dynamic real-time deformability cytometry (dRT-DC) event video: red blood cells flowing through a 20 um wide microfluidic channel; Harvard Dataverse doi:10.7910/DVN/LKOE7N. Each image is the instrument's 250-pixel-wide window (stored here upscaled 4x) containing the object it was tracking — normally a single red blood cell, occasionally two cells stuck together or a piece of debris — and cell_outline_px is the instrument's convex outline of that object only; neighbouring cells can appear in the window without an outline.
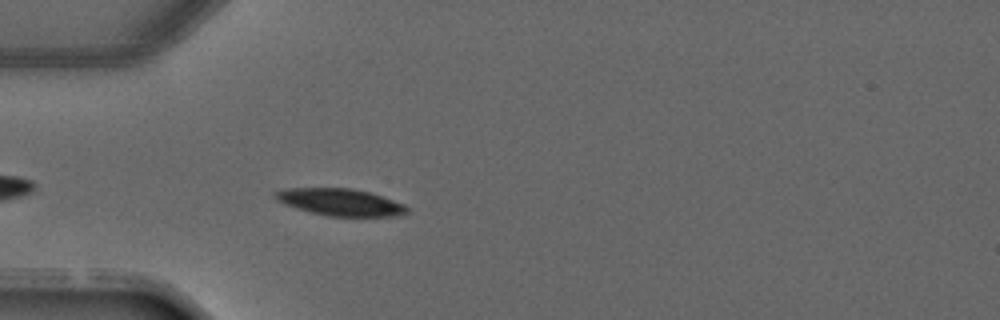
{"species": "common noctule bat (a hibernating species)", "species_latin": "Nyctalus noctula", "temperature_condition": "warm", "stored_images_in_passage": 4, "camera_frame_rate_fps": 3000, "um_per_image_px": 0.085, "animal": {"sex": "male", "forearm_length_mm": 52.5}, "frame": {"image": 1, "passage_image": 4, "time_ms": 3.333, "image_size_px": [1000, 320], "cell_outline_px": [[408, 212], [404, 216], [328, 216], [296, 208], [284, 204], [276, 200], [272, 196], [272, 192], [284, 188], [352, 188], [368, 192], [404, 204], [408, 208]], "centroid_in_image_um": [28.88, 17.18], "position_along_channel_um": 56.1, "area_um2": 20.81}}